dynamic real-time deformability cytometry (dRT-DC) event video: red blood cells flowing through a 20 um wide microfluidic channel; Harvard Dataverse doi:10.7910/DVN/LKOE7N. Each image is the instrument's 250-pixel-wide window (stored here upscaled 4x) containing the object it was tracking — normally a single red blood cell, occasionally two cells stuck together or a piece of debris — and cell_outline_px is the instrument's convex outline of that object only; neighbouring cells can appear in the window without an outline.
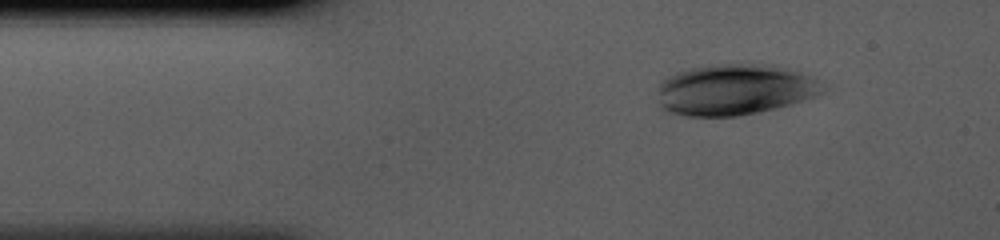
{"species": "human", "species_latin": "Homo sapiens", "temperature_condition": "cold", "stored_images_in_passage": 37, "camera_frame_rate_fps": 3000, "um_per_image_px": 0.085, "donor": {"sex": "male"}, "frame": {"image": 1, "passage_image": 1, "time_ms": 0.0, "image_size_px": [1000, 240], "cell_outline_px": [[828, 88], [812, 96], [776, 108], [740, 116], [684, 116], [664, 112], [660, 108], [660, 80], [676, 72], [688, 68], [708, 64], [772, 64], [816, 76]], "centroid_in_image_um": [62.44, 7.6], "position_along_channel_um": 22.6, "area_um2": 49.53}}
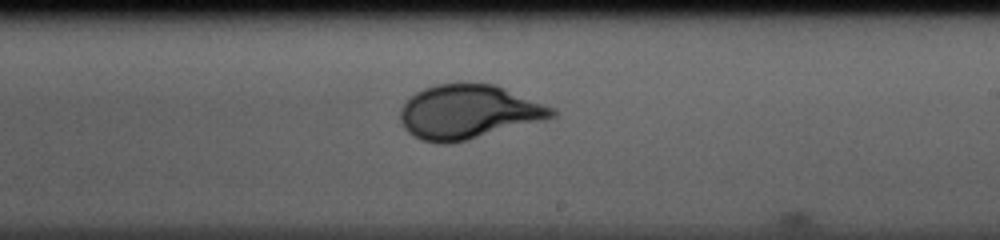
{"frame": {"image": 2, "passage_image": 20, "time_ms": 6.333, "image_size_px": [1000, 240], "cell_outline_px": [[556, 116], [544, 120], [468, 140], [448, 144], [436, 144], [420, 140], [412, 136], [404, 128], [400, 120], [400, 108], [416, 92], [424, 88], [436, 84], [496, 84], [556, 108]], "centroid_in_image_um": [39.82, 9.53], "position_along_channel_um": 249.2, "area_um2": 47.97}}
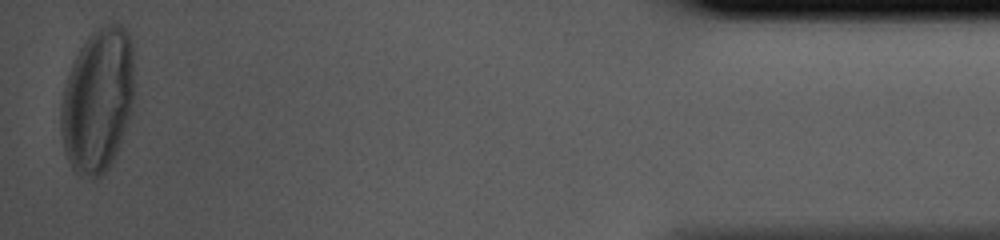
{"frame": {"image": 3, "passage_image": 37, "time_ms": 12.0, "image_size_px": [1000, 240], "cell_outline_px": [[132, 112], [120, 144], [112, 164], [96, 180], [92, 180], [80, 176], [72, 168], [64, 152], [60, 128], [60, 104], [64, 88], [72, 64], [80, 48], [88, 36], [92, 32], [108, 24], [120, 24], [128, 32], [132, 40]], "centroid_in_image_um": [8.29, 8.59], "position_along_channel_um": 426.9, "area_um2": 61.96}}